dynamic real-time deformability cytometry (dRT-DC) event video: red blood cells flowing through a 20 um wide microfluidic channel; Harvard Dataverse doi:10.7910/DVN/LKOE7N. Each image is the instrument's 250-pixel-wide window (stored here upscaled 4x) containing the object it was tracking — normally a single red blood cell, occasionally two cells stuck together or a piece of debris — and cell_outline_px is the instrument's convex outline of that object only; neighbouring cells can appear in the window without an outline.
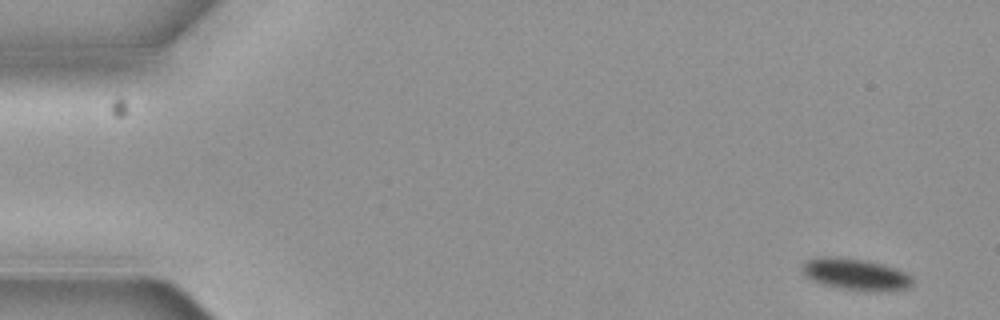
{"species": "common noctule bat (a hibernating species)", "species_latin": "Nyctalus noctula", "temperature_condition": "cold", "stored_images_in_passage": 5, "camera_frame_rate_fps": 3000, "um_per_image_px": 0.085, "animal": {"sex": "female", "body_mass_g": 19.3, "forearm_length_mm": 54.1}, "frame": {"image": 1, "passage_image": 1, "time_ms": 0.0, "image_size_px": [1000, 320], "cell_outline_px": [[912, 284], [908, 288], [880, 292], [864, 292], [840, 288], [820, 284], [804, 276], [800, 272], [800, 264], [804, 260], [820, 256], [836, 256], [864, 260], [884, 264], [896, 268], [912, 276]], "centroid_in_image_um": [72.66, 23.32], "position_along_channel_um": 12.3, "area_um2": 21.04}}
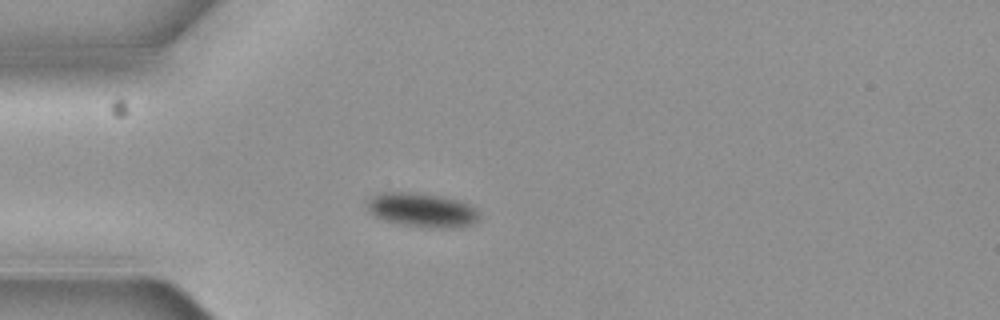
{"frame": {"image": 2, "passage_image": 5, "time_ms": 1.333, "image_size_px": [1000, 320], "cell_outline_px": [[480, 216], [476, 224], [456, 228], [420, 228], [380, 220], [368, 212], [368, 200], [372, 196], [380, 192], [412, 192], [436, 196], [456, 200], [468, 204]], "centroid_in_image_um": [35.83, 17.89], "position_along_channel_um": 49.2, "area_um2": 22.48}}